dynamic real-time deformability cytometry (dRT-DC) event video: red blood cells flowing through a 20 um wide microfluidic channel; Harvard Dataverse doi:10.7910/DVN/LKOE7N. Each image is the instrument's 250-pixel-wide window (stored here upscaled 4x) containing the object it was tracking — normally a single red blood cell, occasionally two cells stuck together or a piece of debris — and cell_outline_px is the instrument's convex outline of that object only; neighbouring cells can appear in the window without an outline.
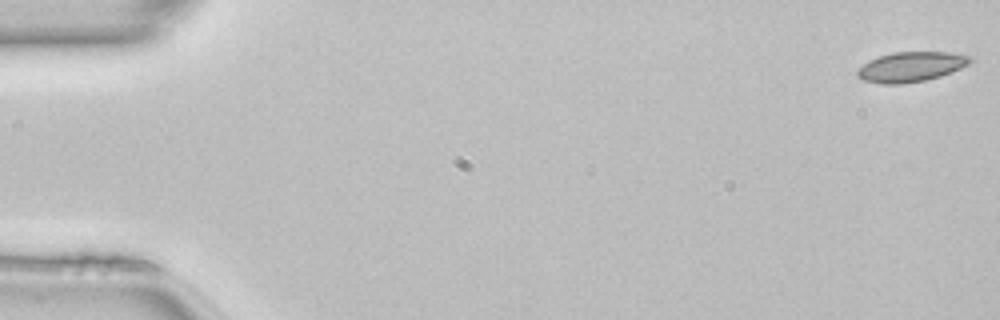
{"species": "common noctule bat (a hibernating species)", "species_latin": "Nyctalus noctula", "temperature_condition": "room temperature", "stored_images_in_passage": 8, "camera_frame_rate_fps": 3000, "um_per_image_px": 0.085, "animal": {"sex": "female", "body_mass_g": 22.7, "forearm_length_mm": 54.2}, "frame": {"image": 1, "passage_image": 1, "time_ms": 0.0, "image_size_px": [1000, 320], "cell_outline_px": [[972, 60], [968, 64], [960, 68], [940, 76], [924, 80], [900, 84], [880, 84], [864, 80], [856, 76], [856, 72], [868, 60], [892, 52], [948, 52], [972, 56]], "centroid_in_image_um": [77.41, 5.67], "position_along_channel_um": 7.6, "area_um2": 19.54}}